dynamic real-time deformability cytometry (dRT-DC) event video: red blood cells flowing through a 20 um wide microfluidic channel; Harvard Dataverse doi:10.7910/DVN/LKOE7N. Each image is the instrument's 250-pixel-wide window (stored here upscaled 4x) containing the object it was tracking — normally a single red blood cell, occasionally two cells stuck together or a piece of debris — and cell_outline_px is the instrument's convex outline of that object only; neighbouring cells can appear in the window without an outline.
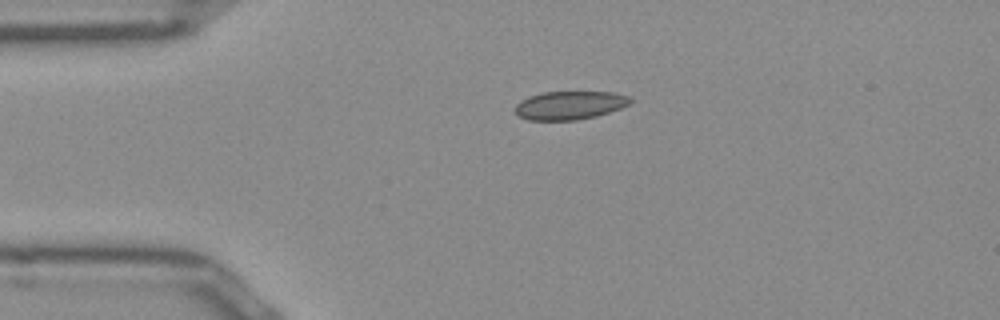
{"species": "Egyptian fruit bat (a non-hibernating species)", "species_latin": "Rousettus aegyptiacus", "temperature_condition": "room temperature", "stored_images_in_passage": 41, "camera_frame_rate_fps": 3000, "um_per_image_px": 0.085, "frame": {"image": 1, "passage_image": 1, "time_ms": 0.0, "image_size_px": [1000, 320], "cell_outline_px": [[632, 100], [628, 104], [620, 108], [596, 116], [576, 120], [528, 120], [520, 116], [512, 108], [520, 100], [528, 96], [540, 92], [612, 92], [628, 96]], "centroid_in_image_um": [48.37, 8.94], "position_along_channel_um": 36.6, "area_um2": 19.07}}
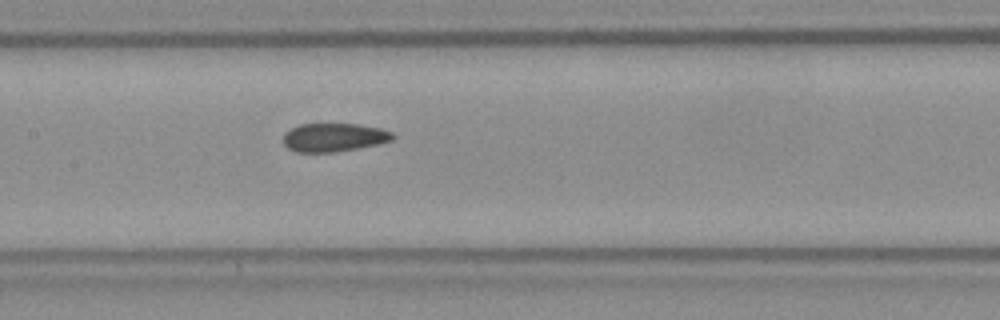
{"frame": {"image": 2, "passage_image": 14, "time_ms": 4.333, "image_size_px": [1000, 320], "cell_outline_px": [[396, 136], [392, 140], [376, 144], [356, 148], [332, 152], [296, 152], [288, 148], [284, 144], [284, 132], [300, 124], [356, 124], [380, 128], [392, 132]], "centroid_in_image_um": [28.37, 11.67], "position_along_channel_um": 179.0, "area_um2": 17.98}}
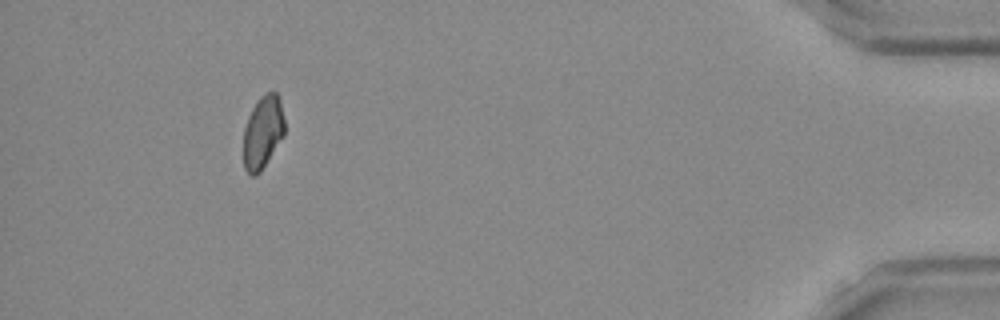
{"frame": {"image": 3, "passage_image": 37, "time_ms": 12.0, "image_size_px": [1000, 320], "cell_outline_px": [[284, 136], [260, 172], [256, 176], [248, 176], [244, 168], [244, 128], [248, 116], [256, 100], [260, 96], [268, 92], [276, 92], [280, 100], [284, 120]], "centroid_in_image_um": [22.33, 11.25], "position_along_channel_um": 412.9, "area_um2": 17.57}, "authors_computed_cell_mechanics": {"area_um2": 18.6116, "velocity_mm_per_s": 3.9417, "shape_relaxation_time_tau1_ms": null, "shape_relaxation_time_tau2_ms": 2.8929, "deformation_change_tau1": null, "deformation_change_tau2": 0.0783}}